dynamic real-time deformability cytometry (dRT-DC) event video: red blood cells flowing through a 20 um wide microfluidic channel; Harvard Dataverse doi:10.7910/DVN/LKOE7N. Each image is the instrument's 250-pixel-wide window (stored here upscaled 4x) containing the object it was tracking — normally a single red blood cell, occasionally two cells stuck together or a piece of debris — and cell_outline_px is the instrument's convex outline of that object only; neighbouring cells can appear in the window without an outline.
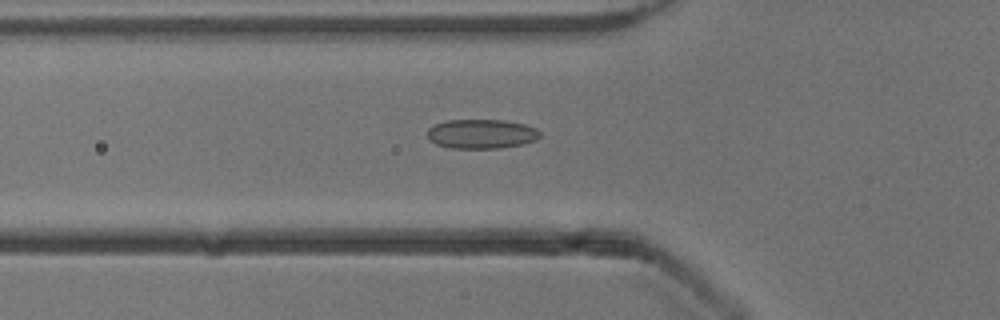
{"species": "common noctule bat (a hibernating species)", "species_latin": "Nyctalus noctula", "temperature_condition": "cold", "stored_images_in_passage": 52, "camera_frame_rate_fps": 3000, "um_per_image_px": 0.085, "animal": {"sex": "male", "body_mass_g": 13.3}, "frame": {"image": 1, "passage_image": 18, "time_ms": 5.667, "image_size_px": [1000, 320], "cell_outline_px": [[540, 136], [536, 140], [524, 144], [500, 148], [452, 148], [436, 144], [428, 140], [428, 128], [436, 124], [448, 120], [504, 120], [524, 124], [536, 128], [540, 132]], "centroid_in_image_um": [40.93, 11.38], "position_along_channel_um": 84.9, "area_um2": 19.31}}
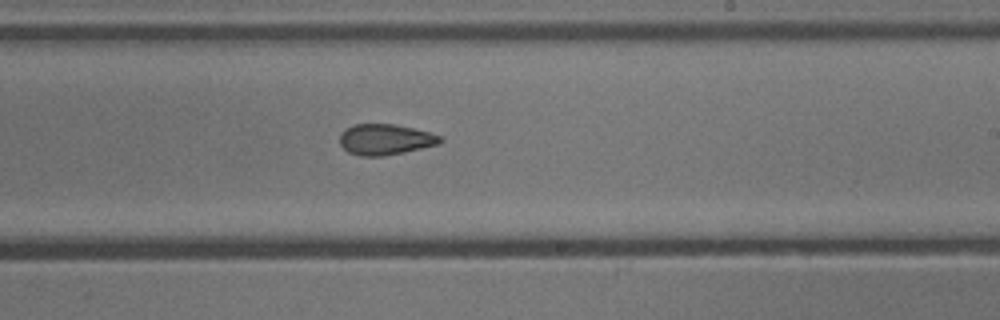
{"frame": {"image": 2, "passage_image": 31, "time_ms": 10.0, "image_size_px": [1000, 320], "cell_outline_px": [[444, 140], [440, 144], [404, 152], [384, 156], [360, 156], [348, 152], [340, 144], [340, 136], [344, 128], [352, 124], [396, 124], [428, 132], [440, 136]], "centroid_in_image_um": [32.73, 11.85], "position_along_channel_um": 256.3, "area_um2": 18.09}}
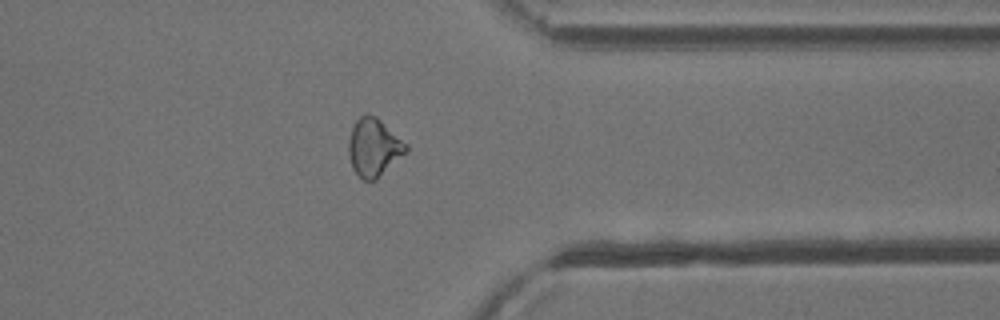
{"frame": {"image": 3, "passage_image": 41, "time_ms": 13.333, "image_size_px": [1000, 320], "cell_outline_px": [[408, 152], [376, 180], [364, 180], [352, 168], [348, 152], [348, 140], [352, 128], [356, 120], [360, 116], [376, 116], [408, 144]], "centroid_in_image_um": [31.8, 12.55], "position_along_channel_um": 379.6, "area_um2": 19.36}, "authors_computed_cell_mechanics": {"area_um2": 19.2474, "velocity_mm_per_s": 3.9308, "shape_relaxation_time_tau1_ms": null, "shape_relaxation_time_tau2_ms": 2.3385, "deformation_change_tau1": null, "deformation_change_tau2": 0.0794}}